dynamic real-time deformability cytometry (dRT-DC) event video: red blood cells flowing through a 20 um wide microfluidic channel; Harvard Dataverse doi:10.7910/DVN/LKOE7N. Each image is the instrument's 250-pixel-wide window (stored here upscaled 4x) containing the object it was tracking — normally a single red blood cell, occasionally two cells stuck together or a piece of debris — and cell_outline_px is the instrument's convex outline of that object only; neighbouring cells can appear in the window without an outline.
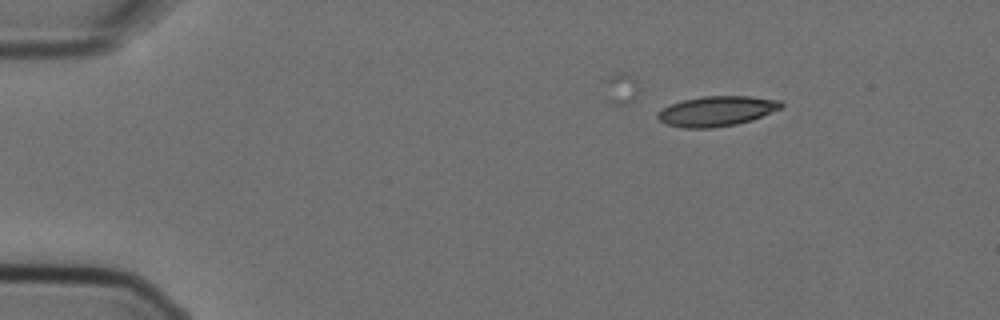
{"species": "Egyptian fruit bat (a non-hibernating species)", "species_latin": "Rousettus aegyptiacus", "temperature_condition": "cold", "stored_images_in_passage": 7, "camera_frame_rate_fps": 3000, "um_per_image_px": 0.085, "animal": {"sex": "female"}, "frame": {"image": 1, "passage_image": 1, "time_ms": 0.0, "image_size_px": [1000, 320], "cell_outline_px": [[784, 104], [780, 108], [752, 120], [736, 124], [712, 128], [684, 128], [664, 124], [656, 116], [656, 112], [672, 104], [684, 100], [704, 96], [748, 96], [780, 100]], "centroid_in_image_um": [60.9, 9.45], "position_along_channel_um": 24.1, "area_um2": 21.5}}
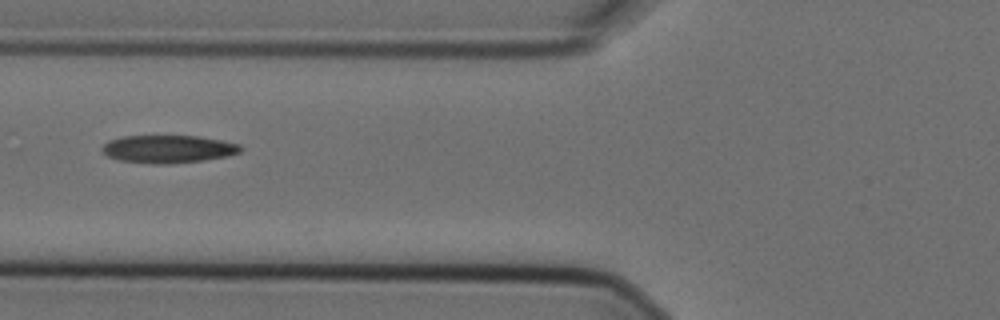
{"frame": {"image": 2, "passage_image": 5, "time_ms": 1.333, "image_size_px": [1000, 320], "cell_outline_px": [[244, 148], [240, 152], [228, 156], [204, 160], [168, 164], [152, 164], [120, 160], [108, 156], [100, 148], [108, 140], [124, 136], [200, 136], [240, 144]], "centroid_in_image_um": [14.31, 12.67], "position_along_channel_um": 111.5, "area_um2": 22.48}}
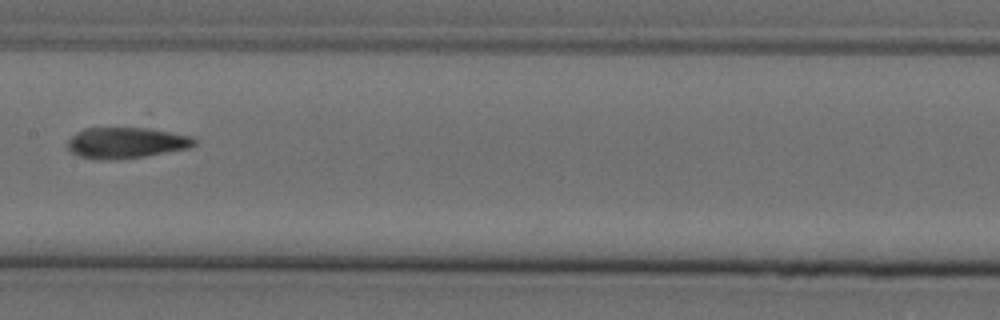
{"frame": {"image": 3, "passage_image": 7, "time_ms": 2.0, "image_size_px": [1000, 320], "cell_outline_px": [[196, 144], [188, 148], [144, 156], [112, 160], [100, 160], [80, 156], [72, 152], [68, 148], [68, 140], [72, 136], [84, 128], [148, 128], [192, 136], [196, 140]], "centroid_in_image_um": [10.72, 12.14], "position_along_channel_um": 196.7, "area_um2": 22.66}}